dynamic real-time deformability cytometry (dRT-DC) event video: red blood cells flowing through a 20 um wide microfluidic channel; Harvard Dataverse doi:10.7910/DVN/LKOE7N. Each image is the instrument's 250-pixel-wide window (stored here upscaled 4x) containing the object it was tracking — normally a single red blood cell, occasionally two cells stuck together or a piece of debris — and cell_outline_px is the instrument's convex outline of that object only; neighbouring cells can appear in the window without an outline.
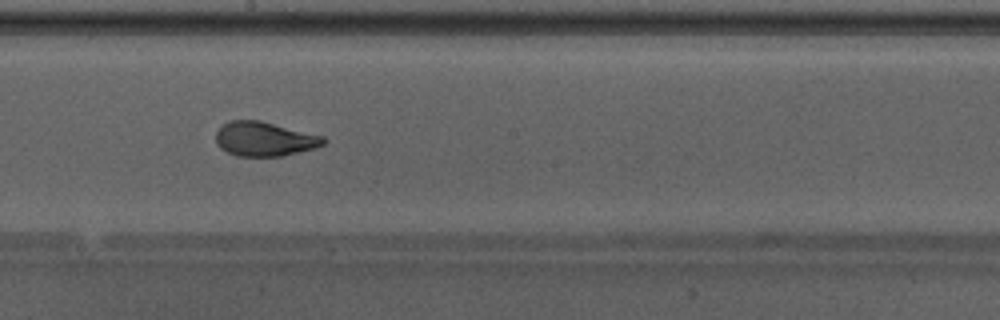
{"species": "Egyptian fruit bat (a non-hibernating species)", "species_latin": "Rousettus aegyptiacus", "temperature_condition": "warm", "stored_images_in_passage": 49, "camera_frame_rate_fps": 3000, "um_per_image_px": 0.085, "animal": {"sex": "male"}, "frame": {"image": 1, "passage_image": 28, "time_ms": 9.0, "image_size_px": [1000, 320], "cell_outline_px": [[324, 144], [316, 148], [280, 156], [236, 156], [220, 148], [216, 144], [216, 132], [224, 124], [232, 120], [260, 120], [324, 136]], "centroid_in_image_um": [22.47, 11.81], "position_along_channel_um": 225.7, "area_um2": 21.44}, "authors_computed_cell_mechanics": {"area_um2": 22.4842, "velocity_mm_per_s": 4.2624, "shape_relaxation_time_tau1_ms": 6.4035, "shape_relaxation_time_tau2_ms": 0.7145, "deformation_change_tau1": 0.2, "deformation_change_tau2": 0.0633}}